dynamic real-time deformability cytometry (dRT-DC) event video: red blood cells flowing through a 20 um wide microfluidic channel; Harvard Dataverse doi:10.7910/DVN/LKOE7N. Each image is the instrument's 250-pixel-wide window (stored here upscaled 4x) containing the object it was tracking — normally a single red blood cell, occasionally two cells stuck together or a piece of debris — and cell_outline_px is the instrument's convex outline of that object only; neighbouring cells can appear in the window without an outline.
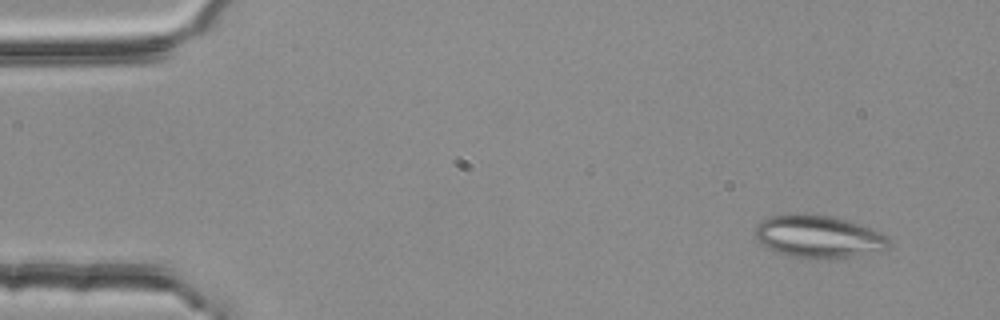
{"species": "common noctule bat (a hibernating species)", "species_latin": "Nyctalus noctula", "temperature_condition": "room temperature", "stored_images_in_passage": 5, "camera_frame_rate_fps": 3000, "um_per_image_px": 0.085, "animal": {"sex": "female", "body_mass_g": 25.1}, "frame": {"image": 1, "passage_image": 1, "time_ms": 0.0, "image_size_px": [1000, 320], "cell_outline_px": [[888, 248], [852, 256], [828, 260], [808, 260], [792, 256], [768, 248], [760, 244], [756, 240], [756, 224], [772, 216], [796, 212], [832, 216], [860, 224], [880, 232], [888, 236]], "centroid_in_image_um": [69.54, 20.11], "position_along_channel_um": 15.5, "area_um2": 33.41}}